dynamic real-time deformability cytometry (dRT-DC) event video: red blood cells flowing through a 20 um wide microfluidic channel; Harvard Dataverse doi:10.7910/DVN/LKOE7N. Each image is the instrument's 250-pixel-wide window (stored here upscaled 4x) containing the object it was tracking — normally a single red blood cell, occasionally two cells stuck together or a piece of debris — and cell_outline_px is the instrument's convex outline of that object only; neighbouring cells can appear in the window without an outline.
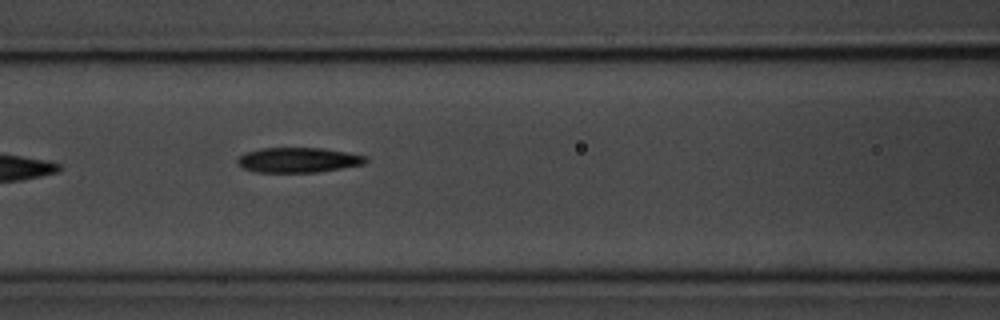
{"species": "common noctule bat (a hibernating species)", "species_latin": "Nyctalus noctula", "temperature_condition": "room temperature", "stored_images_in_passage": 8, "camera_frame_rate_fps": 3000, "um_per_image_px": 0.085, "animal": {"sex": "male", "body_mass_g": 20.1, "forearm_length_mm": 53.5}, "frame": {"image": 1, "passage_image": 7, "time_ms": 7.0, "image_size_px": [1000, 320], "cell_outline_px": [[368, 160], [364, 164], [316, 172], [252, 172], [244, 168], [236, 160], [244, 152], [260, 148], [320, 148], [344, 152], [364, 156]], "centroid_in_image_um": [25.29, 13.6], "position_along_channel_um": 141.3, "area_um2": 18.44}}
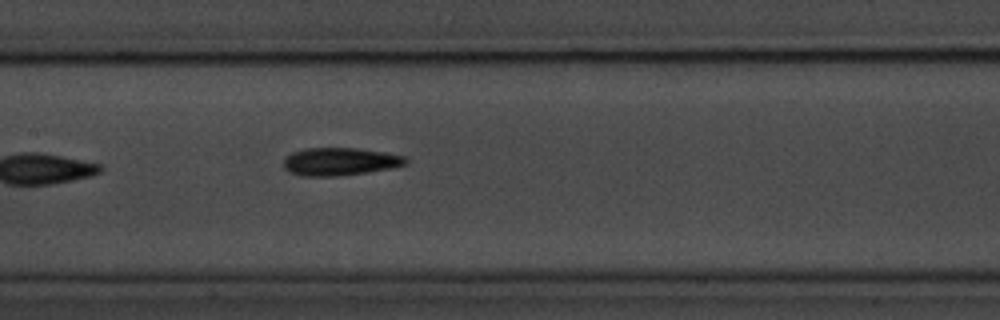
{"frame": {"image": 2, "passage_image": 8, "time_ms": 8.0, "image_size_px": [1000, 320], "cell_outline_px": [[408, 160], [404, 164], [388, 168], [368, 172], [340, 176], [300, 176], [288, 172], [284, 168], [284, 156], [292, 152], [304, 148], [356, 148], [384, 152], [404, 156]], "centroid_in_image_um": [28.81, 13.73], "position_along_channel_um": 178.6, "area_um2": 19.83}}